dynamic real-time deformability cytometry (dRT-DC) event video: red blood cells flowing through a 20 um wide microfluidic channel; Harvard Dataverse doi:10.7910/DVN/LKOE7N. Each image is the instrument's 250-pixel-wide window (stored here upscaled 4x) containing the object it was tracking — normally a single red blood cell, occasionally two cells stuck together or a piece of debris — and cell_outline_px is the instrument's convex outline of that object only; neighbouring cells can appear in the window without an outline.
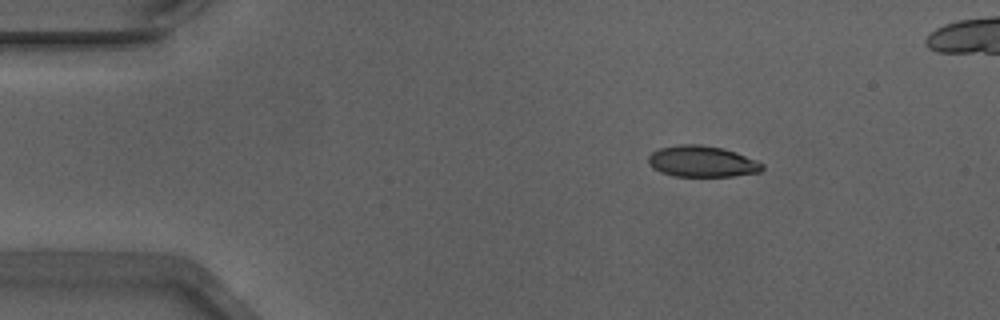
{"species": "Egyptian fruit bat (a non-hibernating species)", "species_latin": "Rousettus aegyptiacus", "temperature_condition": "warm", "stored_images_in_passage": 43, "camera_frame_rate_fps": 3000, "um_per_image_px": 0.085, "animal": {"sex": "male"}, "frame": {"image": 1, "passage_image": 1, "time_ms": 0.0, "image_size_px": [1000, 320], "cell_outline_px": [[760, 168], [748, 172], [724, 176], [684, 176], [668, 172], [652, 164], [652, 156], [668, 148], [716, 148], [732, 152], [740, 156]], "centroid_in_image_um": [59.65, 13.79], "position_along_channel_um": 25.3, "area_um2": 16.76}}
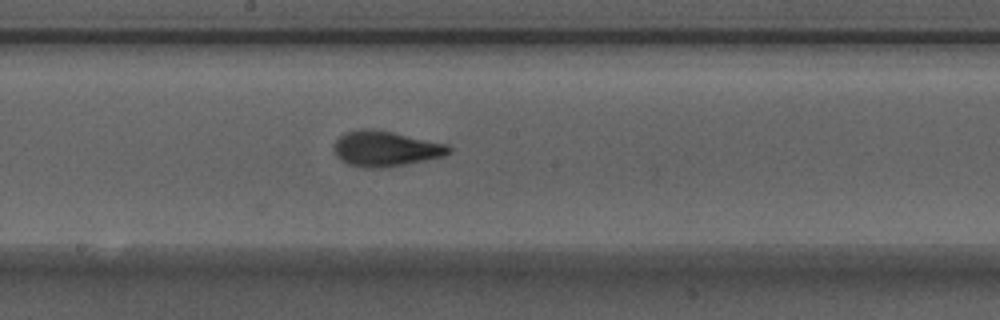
{"frame": {"image": 2, "passage_image": 21, "time_ms": 6.667, "image_size_px": [1000, 320], "cell_outline_px": [[444, 152], [428, 156], [404, 160], [356, 160], [344, 156], [340, 152], [340, 148], [344, 140], [352, 136], [392, 136], [444, 148]], "centroid_in_image_um": [32.8, 12.63], "position_along_channel_um": 215.4, "area_um2": 14.05}}
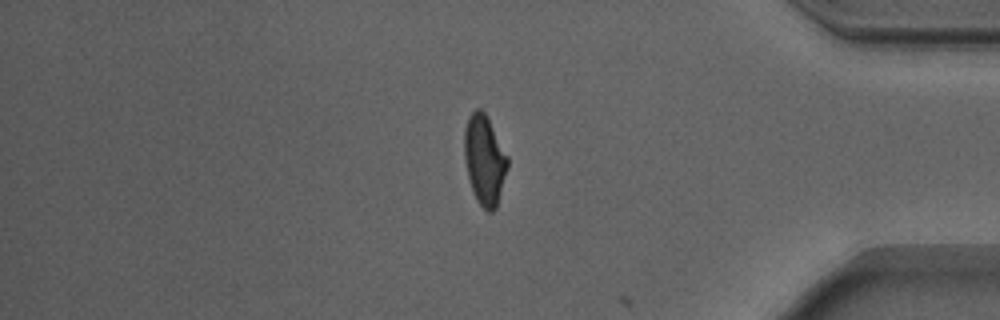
{"frame": {"image": 3, "passage_image": 37, "time_ms": 12.0, "image_size_px": [1000, 320], "cell_outline_px": [[508, 164], [496, 200], [492, 208], [488, 208], [480, 200], [472, 184], [468, 168], [468, 124], [472, 116], [476, 112], [480, 112], [484, 116], [508, 160]], "centroid_in_image_um": [41.24, 13.62], "position_along_channel_um": 394.0, "area_um2": 18.44}}